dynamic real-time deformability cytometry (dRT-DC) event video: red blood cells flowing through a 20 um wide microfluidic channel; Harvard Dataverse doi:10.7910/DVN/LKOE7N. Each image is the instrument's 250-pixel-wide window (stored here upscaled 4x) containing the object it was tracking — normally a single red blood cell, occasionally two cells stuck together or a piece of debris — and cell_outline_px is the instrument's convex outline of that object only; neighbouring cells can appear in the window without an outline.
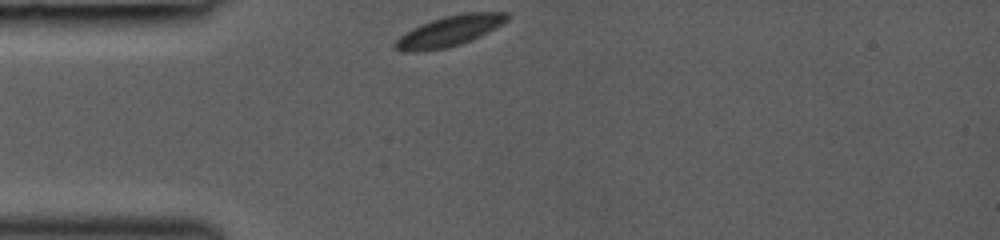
{"species": "common noctule bat (a hibernating species)", "species_latin": "Nyctalus noctula", "temperature_condition": "room temperature", "stored_images_in_passage": 24, "camera_frame_rate_fps": 3000, "um_per_image_px": 0.085, "animal": {"sex": "female", "body_mass_g": 19.0, "forearm_length_mm": 53.3}, "frame": {"image": 1, "passage_image": 1, "time_ms": 0.0, "image_size_px": [1000, 240], "cell_outline_px": [[508, 20], [488, 32], [480, 36], [460, 44], [444, 48], [416, 52], [404, 52], [392, 48], [392, 44], [404, 32], [420, 24], [444, 16], [464, 12], [508, 12]], "centroid_in_image_um": [38.15, 2.64], "position_along_channel_um": 46.9, "area_um2": 19.94}}
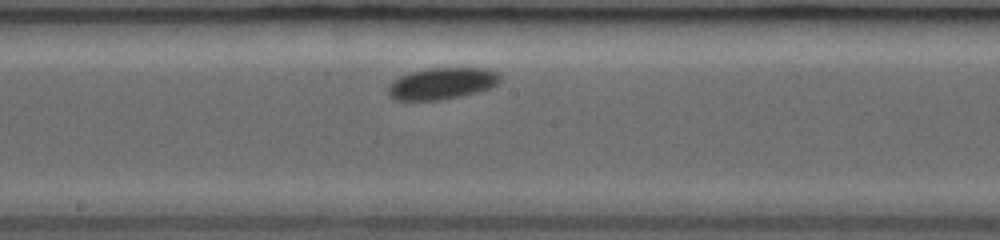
{"frame": {"image": 2, "passage_image": 14, "time_ms": 4.333, "image_size_px": [1000, 240], "cell_outline_px": [[500, 80], [492, 88], [444, 100], [396, 100], [388, 92], [388, 84], [400, 76], [412, 72], [428, 68], [484, 68], [500, 72]], "centroid_in_image_um": [37.59, 7.09], "position_along_channel_um": 210.6, "area_um2": 20.63}}
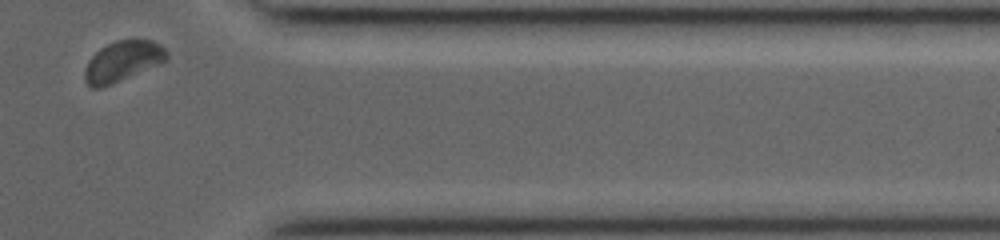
{"frame": {"image": 3, "passage_image": 24, "time_ms": 9.0, "image_size_px": [1000, 240], "cell_outline_px": [[168, 60], [160, 64], [112, 84], [100, 88], [92, 88], [84, 80], [84, 68], [88, 60], [100, 48], [116, 40], [152, 40], [160, 44], [168, 52]], "centroid_in_image_um": [10.42, 5.21], "position_along_channel_um": 401.0, "area_um2": 19.42}}